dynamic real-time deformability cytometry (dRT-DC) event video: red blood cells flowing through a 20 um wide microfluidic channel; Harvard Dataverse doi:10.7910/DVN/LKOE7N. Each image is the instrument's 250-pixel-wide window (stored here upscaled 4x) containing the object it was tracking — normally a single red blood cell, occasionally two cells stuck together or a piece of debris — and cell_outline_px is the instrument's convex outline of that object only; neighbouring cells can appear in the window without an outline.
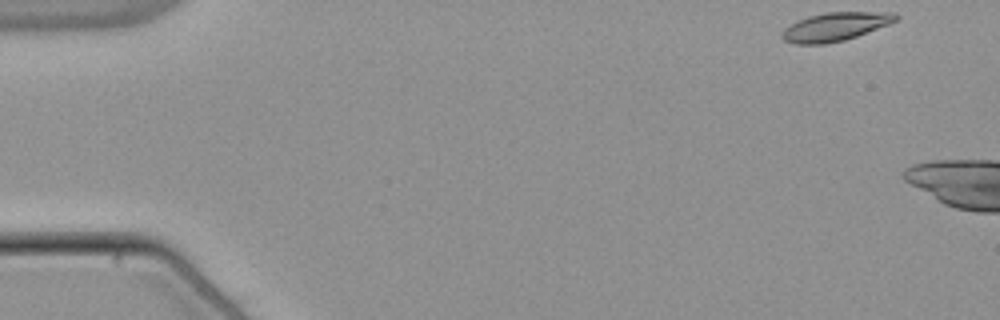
{"species": "common noctule bat (a hibernating species)", "species_latin": "Nyctalus noctula", "temperature_condition": "warm", "stored_images_in_passage": 6, "camera_frame_rate_fps": 3000, "um_per_image_px": 0.085, "animal": {"sex": "male", "body_mass_g": 21.5, "forearm_length_mm": 52.0}, "frame": {"image": 1, "passage_image": 1, "time_ms": 0.0, "image_size_px": [1000, 320], "cell_outline_px": [[900, 16], [896, 20], [888, 24], [856, 36], [844, 40], [824, 44], [796, 44], [784, 40], [780, 36], [784, 28], [796, 20], [808, 16], [828, 12], [896, 12]], "centroid_in_image_um": [70.97, 2.26], "position_along_channel_um": 14.0, "area_um2": 18.84}}